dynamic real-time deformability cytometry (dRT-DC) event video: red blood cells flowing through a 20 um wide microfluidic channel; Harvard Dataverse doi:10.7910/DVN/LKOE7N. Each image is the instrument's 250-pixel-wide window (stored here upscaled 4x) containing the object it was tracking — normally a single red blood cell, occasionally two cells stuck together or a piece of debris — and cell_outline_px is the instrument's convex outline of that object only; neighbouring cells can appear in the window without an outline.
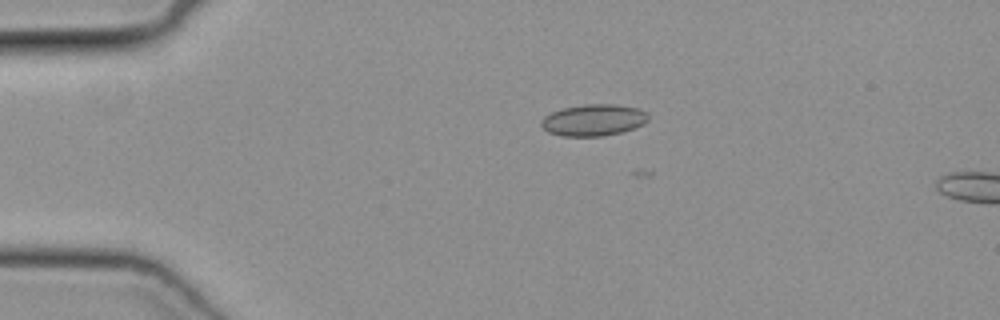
{"species": "common noctule bat (a hibernating species)", "species_latin": "Nyctalus noctula", "temperature_condition": "cold", "stored_images_in_passage": 43, "camera_frame_rate_fps": 3000, "um_per_image_px": 0.085, "animal": {"sex": "female", "body_mass_g": 19.3, "forearm_length_mm": 54.1}, "frame": {"image": 1, "passage_image": 11, "time_ms": 3.333, "image_size_px": [1000, 320], "cell_outline_px": [[648, 120], [644, 124], [620, 132], [604, 136], [564, 136], [548, 132], [540, 124], [540, 120], [544, 116], [552, 112], [564, 108], [584, 104], [616, 104], [640, 108], [648, 112]], "centroid_in_image_um": [50.47, 10.19], "position_along_channel_um": 34.5, "area_um2": 19.77}}
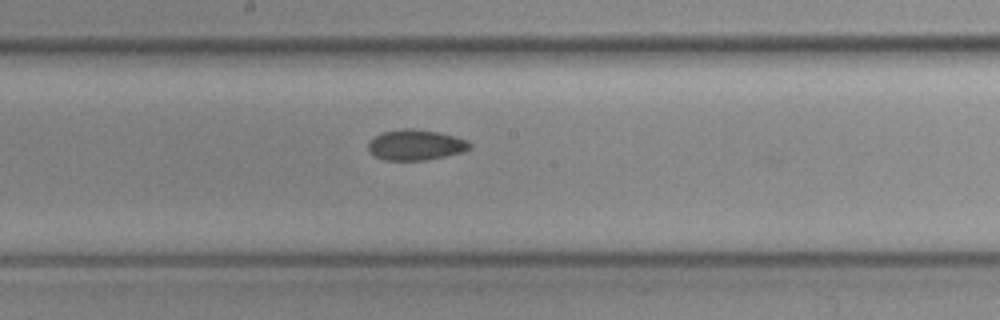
{"frame": {"image": 2, "passage_image": 27, "time_ms": 8.667, "image_size_px": [1000, 320], "cell_outline_px": [[472, 148], [464, 152], [424, 160], [384, 160], [376, 156], [368, 148], [368, 144], [376, 136], [384, 132], [404, 128], [412, 128], [436, 132], [468, 140], [472, 144]], "centroid_in_image_um": [35.38, 12.32], "position_along_channel_um": 212.8, "area_um2": 17.8}}
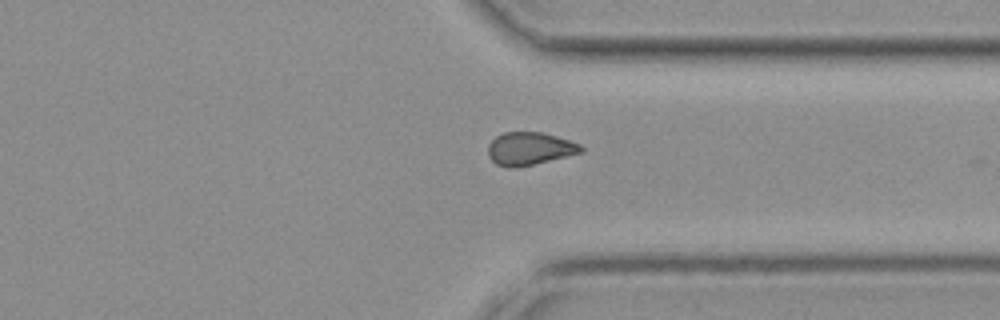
{"frame": {"image": 3, "passage_image": 38, "time_ms": 12.333, "image_size_px": [1000, 320], "cell_outline_px": [[584, 152], [532, 164], [496, 164], [492, 160], [488, 152], [488, 144], [496, 136], [504, 132], [540, 132], [556, 136], [580, 144], [584, 148]], "centroid_in_image_um": [45.06, 12.58], "position_along_channel_um": 366.3, "area_um2": 17.05}}